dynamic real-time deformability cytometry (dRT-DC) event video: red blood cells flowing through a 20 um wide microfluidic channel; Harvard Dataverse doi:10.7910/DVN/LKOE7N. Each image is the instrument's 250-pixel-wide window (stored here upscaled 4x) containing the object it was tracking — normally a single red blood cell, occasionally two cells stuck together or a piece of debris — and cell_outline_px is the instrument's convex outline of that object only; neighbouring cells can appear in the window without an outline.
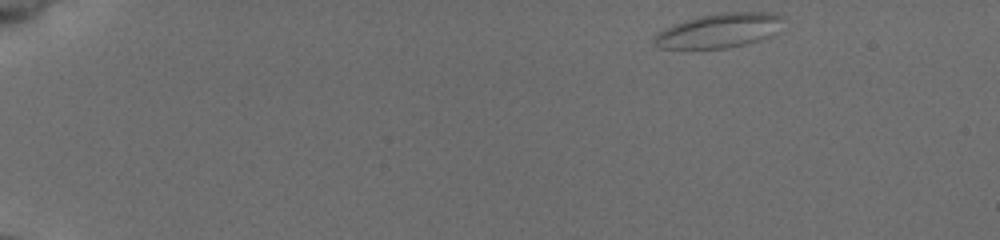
{"species": "common noctule bat (a hibernating species)", "species_latin": "Nyctalus noctula", "temperature_condition": "cold", "stored_images_in_passage": 49, "camera_frame_rate_fps": 3000, "um_per_image_px": 0.085, "animal": {"sex": "female", "body_mass_g": 19.5, "forearm_length_mm": 54.1}, "frame": {"image": 1, "passage_image": 1, "time_ms": 0.0, "image_size_px": [1000, 240], "cell_outline_px": [[784, 16], [776, 32], [768, 36], [744, 44], [724, 48], [660, 48], [656, 44], [656, 36], [664, 28], [700, 16], [720, 12], [768, 12]], "centroid_in_image_um": [61.16, 2.58], "position_along_channel_um": 23.8, "area_um2": 25.09}}
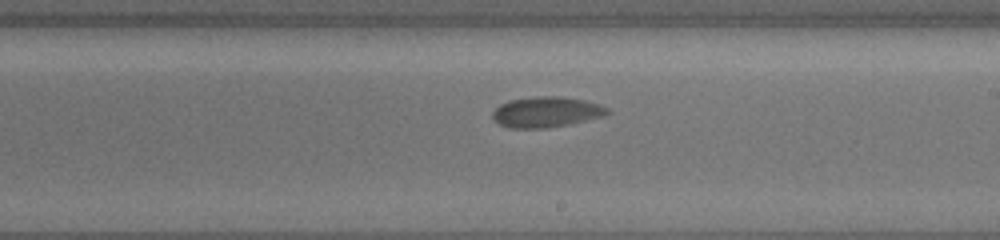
{"frame": {"image": 2, "passage_image": 28, "time_ms": 9.0, "image_size_px": [1000, 240], "cell_outline_px": [[612, 112], [604, 116], [568, 124], [544, 128], [508, 128], [500, 124], [492, 116], [492, 112], [500, 104], [508, 100], [536, 96], [560, 96], [584, 100], [608, 108]], "centroid_in_image_um": [46.42, 9.51], "position_along_channel_um": 242.6, "area_um2": 20.35}}
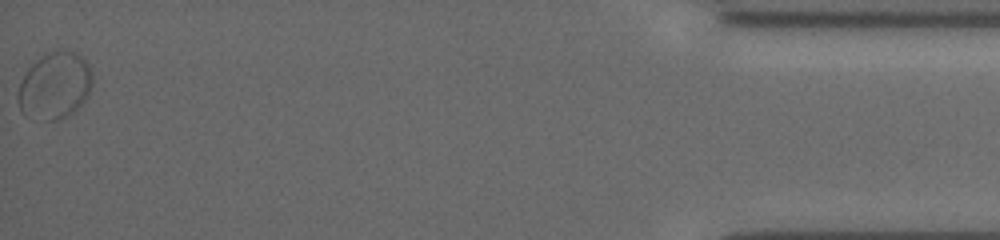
{"frame": {"image": 3, "passage_image": 49, "time_ms": 16.0, "image_size_px": [1000, 240], "cell_outline_px": [[92, 84], [88, 96], [72, 112], [64, 116], [52, 120], [24, 112], [20, 108], [20, 84], [28, 68], [36, 60], [52, 52], [76, 52], [84, 56], [92, 72]], "centroid_in_image_um": [4.73, 7.23], "position_along_channel_um": 430.5, "area_um2": 27.69}, "authors_computed_cell_mechanics": {"area_um2": 20.6346, "velocity_mm_per_s": 3.7908, "shape_relaxation_time_tau1_ms": 2.038, "shape_relaxation_time_tau2_ms": null, "deformation_change_tau1": 0.075, "deformation_change_tau2": null}}